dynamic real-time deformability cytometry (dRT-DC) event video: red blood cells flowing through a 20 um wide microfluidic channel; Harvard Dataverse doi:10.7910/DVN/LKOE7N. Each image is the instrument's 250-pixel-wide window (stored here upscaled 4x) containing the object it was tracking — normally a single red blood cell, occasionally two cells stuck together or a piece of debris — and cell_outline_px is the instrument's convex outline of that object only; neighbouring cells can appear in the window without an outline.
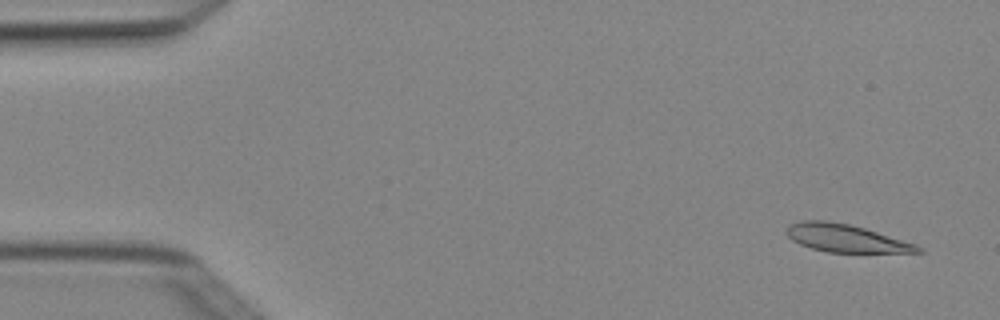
{"species": "Egyptian fruit bat (a non-hibernating species)", "species_latin": "Rousettus aegyptiacus", "temperature_condition": "cold", "stored_images_in_passage": 4, "camera_frame_rate_fps": 3000, "um_per_image_px": 0.085, "animal": {"sex": "female"}, "frame": {"image": 1, "passage_image": 1, "time_ms": 0.0, "image_size_px": [1000, 320], "cell_outline_px": [[924, 252], [828, 252], [812, 248], [800, 244], [792, 240], [784, 232], [788, 224], [800, 220], [824, 220], [848, 224], [864, 228], [916, 244], [924, 248]], "centroid_in_image_um": [71.85, 20.24], "position_along_channel_um": 13.1, "area_um2": 21.15}}
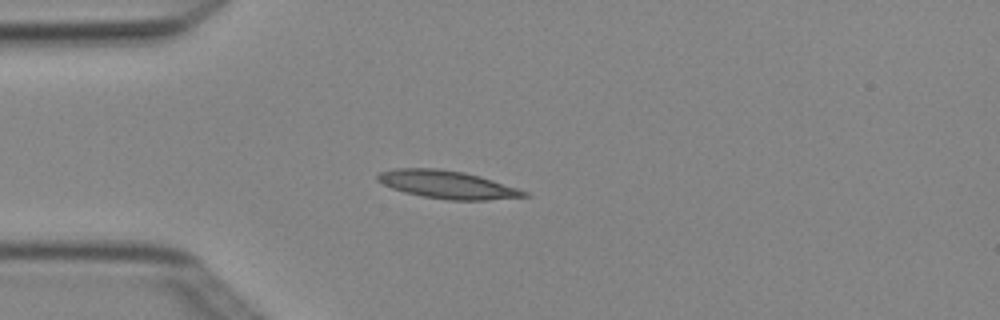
{"frame": {"image": 2, "passage_image": 4, "time_ms": 1.0, "image_size_px": [1000, 320], "cell_outline_px": [[532, 196], [488, 200], [448, 200], [424, 196], [404, 192], [392, 188], [376, 180], [376, 176], [380, 172], [396, 168], [440, 168], [464, 172], [480, 176], [528, 192]], "centroid_in_image_um": [38.02, 15.69], "position_along_channel_um": 47.0, "area_um2": 23.76}}